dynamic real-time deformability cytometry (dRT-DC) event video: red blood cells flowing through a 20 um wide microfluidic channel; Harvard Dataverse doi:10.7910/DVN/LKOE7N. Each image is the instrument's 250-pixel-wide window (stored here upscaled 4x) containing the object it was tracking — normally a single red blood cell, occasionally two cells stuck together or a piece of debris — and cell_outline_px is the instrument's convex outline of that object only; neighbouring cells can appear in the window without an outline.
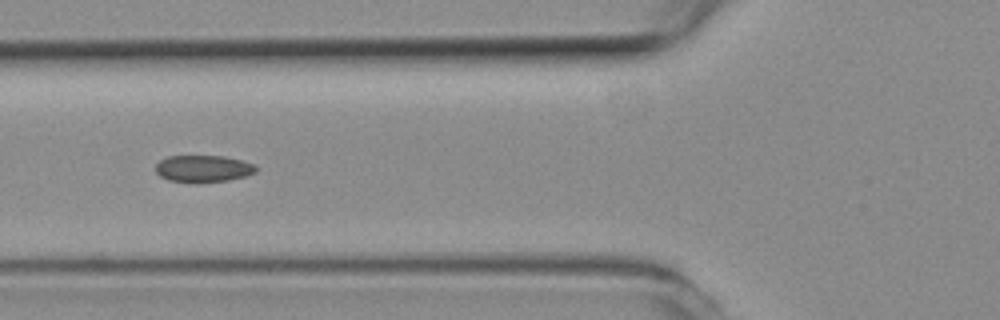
{"species": "common noctule bat (a hibernating species)", "species_latin": "Nyctalus noctula", "temperature_condition": "room temperature", "stored_images_in_passage": 41, "camera_frame_rate_fps": 3000, "um_per_image_px": 0.085, "animal": {"sex": "female", "body_mass_g": 19.3, "forearm_length_mm": 54.1}, "frame": {"image": 1, "passage_image": 6, "time_ms": 1.667, "image_size_px": [1000, 320], "cell_outline_px": [[256, 172], [244, 176], [228, 180], [196, 184], [192, 184], [168, 180], [160, 176], [156, 172], [156, 164], [160, 160], [168, 156], [224, 156], [256, 164]], "centroid_in_image_um": [17.25, 14.35], "position_along_channel_um": 108.6, "area_um2": 16.01}}
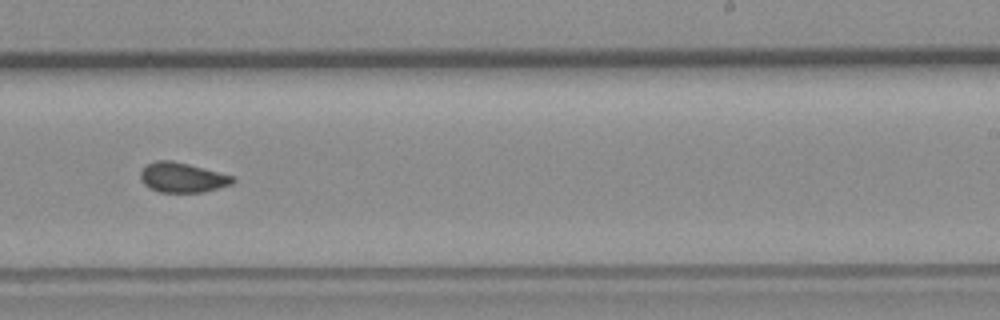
{"frame": {"image": 2, "passage_image": 19, "time_ms": 6.0, "image_size_px": [1000, 320], "cell_outline_px": [[236, 180], [232, 184], [204, 192], [160, 192], [148, 188], [140, 180], [140, 172], [148, 164], [156, 160], [172, 160], [188, 164], [232, 176]], "centroid_in_image_um": [15.47, 15.09], "position_along_channel_um": 273.5, "area_um2": 15.95}}
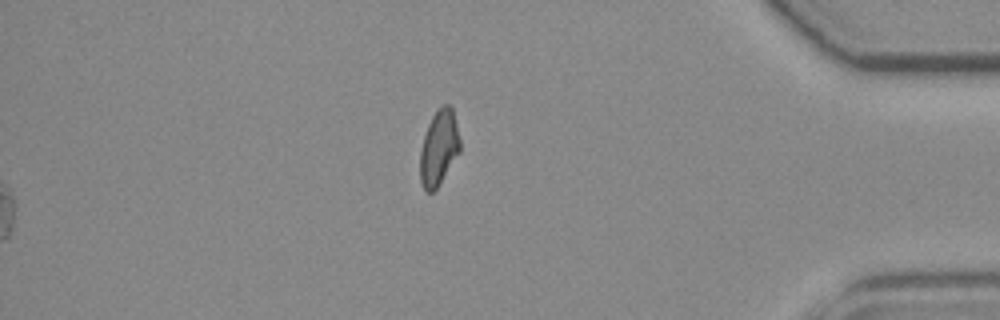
{"frame": {"image": 3, "passage_image": 41, "time_ms": 13.333, "image_size_px": [1000, 320], "cell_outline_px": [[460, 152], [436, 188], [432, 192], [424, 192], [420, 180], [420, 148], [428, 124], [432, 116], [444, 104], [448, 104], [452, 108], [460, 140]], "centroid_in_image_um": [37.29, 12.59], "position_along_channel_um": 397.9, "area_um2": 17.34}, "authors_computed_cell_mechanics": {"area_um2": 16.3574, "velocity_mm_per_s": 3.8081, "shape_relaxation_time_tau1_ms": 10.7501, "shape_relaxation_time_tau2_ms": 1.8742, "deformation_change_tau1": 0.1545, "deformation_change_tau2": 0.0667}}